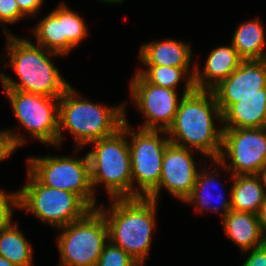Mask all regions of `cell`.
<instances>
[{"instance_id":"32","label":"cell","mask_w":266,"mask_h":266,"mask_svg":"<svg viewBox=\"0 0 266 266\" xmlns=\"http://www.w3.org/2000/svg\"><path fill=\"white\" fill-rule=\"evenodd\" d=\"M258 219L263 233L266 235V196L258 212Z\"/></svg>"},{"instance_id":"14","label":"cell","mask_w":266,"mask_h":266,"mask_svg":"<svg viewBox=\"0 0 266 266\" xmlns=\"http://www.w3.org/2000/svg\"><path fill=\"white\" fill-rule=\"evenodd\" d=\"M212 91L222 114L243 96L266 95V59L242 61Z\"/></svg>"},{"instance_id":"7","label":"cell","mask_w":266,"mask_h":266,"mask_svg":"<svg viewBox=\"0 0 266 266\" xmlns=\"http://www.w3.org/2000/svg\"><path fill=\"white\" fill-rule=\"evenodd\" d=\"M60 266H96L109 230L103 214L91 209L82 219L58 228Z\"/></svg>"},{"instance_id":"23","label":"cell","mask_w":266,"mask_h":266,"mask_svg":"<svg viewBox=\"0 0 266 266\" xmlns=\"http://www.w3.org/2000/svg\"><path fill=\"white\" fill-rule=\"evenodd\" d=\"M12 221L0 232V256L16 266H33L32 245Z\"/></svg>"},{"instance_id":"33","label":"cell","mask_w":266,"mask_h":266,"mask_svg":"<svg viewBox=\"0 0 266 266\" xmlns=\"http://www.w3.org/2000/svg\"><path fill=\"white\" fill-rule=\"evenodd\" d=\"M260 176L265 194H266V166L259 172L258 174Z\"/></svg>"},{"instance_id":"20","label":"cell","mask_w":266,"mask_h":266,"mask_svg":"<svg viewBox=\"0 0 266 266\" xmlns=\"http://www.w3.org/2000/svg\"><path fill=\"white\" fill-rule=\"evenodd\" d=\"M231 43L243 61L266 59L265 31L257 18L241 23L236 28Z\"/></svg>"},{"instance_id":"6","label":"cell","mask_w":266,"mask_h":266,"mask_svg":"<svg viewBox=\"0 0 266 266\" xmlns=\"http://www.w3.org/2000/svg\"><path fill=\"white\" fill-rule=\"evenodd\" d=\"M27 171L26 184L16 191V209L32 213L55 229L82 219L91 210L75 193L46 186Z\"/></svg>"},{"instance_id":"27","label":"cell","mask_w":266,"mask_h":266,"mask_svg":"<svg viewBox=\"0 0 266 266\" xmlns=\"http://www.w3.org/2000/svg\"><path fill=\"white\" fill-rule=\"evenodd\" d=\"M27 138L8 129L0 131V161L8 158L17 148L26 143Z\"/></svg>"},{"instance_id":"34","label":"cell","mask_w":266,"mask_h":266,"mask_svg":"<svg viewBox=\"0 0 266 266\" xmlns=\"http://www.w3.org/2000/svg\"><path fill=\"white\" fill-rule=\"evenodd\" d=\"M0 266H16V265L8 261L3 256H0Z\"/></svg>"},{"instance_id":"21","label":"cell","mask_w":266,"mask_h":266,"mask_svg":"<svg viewBox=\"0 0 266 266\" xmlns=\"http://www.w3.org/2000/svg\"><path fill=\"white\" fill-rule=\"evenodd\" d=\"M204 164V171L198 172L193 191L184 202H186L187 204L194 205L196 210L200 213L204 210L207 212H219L218 215L222 219L231 210V198L226 200L223 199L224 197L222 196V194H218L215 197L213 196V194H211L210 190L212 187L214 188V185L216 184V175H213L211 171L208 172V170L206 169V163L204 162ZM213 199H216L221 203H216L217 205H212V202L214 201ZM220 209H223L222 213H220Z\"/></svg>"},{"instance_id":"12","label":"cell","mask_w":266,"mask_h":266,"mask_svg":"<svg viewBox=\"0 0 266 266\" xmlns=\"http://www.w3.org/2000/svg\"><path fill=\"white\" fill-rule=\"evenodd\" d=\"M129 87L135 106L146 118L140 128L167 131L174 122L183 94L179 98L174 89L148 83L138 72Z\"/></svg>"},{"instance_id":"25","label":"cell","mask_w":266,"mask_h":266,"mask_svg":"<svg viewBox=\"0 0 266 266\" xmlns=\"http://www.w3.org/2000/svg\"><path fill=\"white\" fill-rule=\"evenodd\" d=\"M62 29L66 37V55L88 35L84 19L62 2Z\"/></svg>"},{"instance_id":"28","label":"cell","mask_w":266,"mask_h":266,"mask_svg":"<svg viewBox=\"0 0 266 266\" xmlns=\"http://www.w3.org/2000/svg\"><path fill=\"white\" fill-rule=\"evenodd\" d=\"M15 207H17V193L0 190V232L11 222Z\"/></svg>"},{"instance_id":"13","label":"cell","mask_w":266,"mask_h":266,"mask_svg":"<svg viewBox=\"0 0 266 266\" xmlns=\"http://www.w3.org/2000/svg\"><path fill=\"white\" fill-rule=\"evenodd\" d=\"M192 150L169 143L165 149L160 183L147 197L160 199L161 189L165 188L171 196L184 202L192 193L198 175Z\"/></svg>"},{"instance_id":"35","label":"cell","mask_w":266,"mask_h":266,"mask_svg":"<svg viewBox=\"0 0 266 266\" xmlns=\"http://www.w3.org/2000/svg\"><path fill=\"white\" fill-rule=\"evenodd\" d=\"M99 1H102V2H105V3H113V4H119V3H122L123 1L125 0H99Z\"/></svg>"},{"instance_id":"5","label":"cell","mask_w":266,"mask_h":266,"mask_svg":"<svg viewBox=\"0 0 266 266\" xmlns=\"http://www.w3.org/2000/svg\"><path fill=\"white\" fill-rule=\"evenodd\" d=\"M87 153L91 185H105L110 199L132 198L131 155L127 133L120 128L113 135L91 142Z\"/></svg>"},{"instance_id":"22","label":"cell","mask_w":266,"mask_h":266,"mask_svg":"<svg viewBox=\"0 0 266 266\" xmlns=\"http://www.w3.org/2000/svg\"><path fill=\"white\" fill-rule=\"evenodd\" d=\"M171 67L159 65H145L144 69H137V72L148 82L158 87H165L176 90L182 77L186 81L183 95L195 89L194 71L195 67ZM191 71H190V70ZM188 75V76H187Z\"/></svg>"},{"instance_id":"16","label":"cell","mask_w":266,"mask_h":266,"mask_svg":"<svg viewBox=\"0 0 266 266\" xmlns=\"http://www.w3.org/2000/svg\"><path fill=\"white\" fill-rule=\"evenodd\" d=\"M222 222L223 231L241 249V253H248V250L266 242L257 214L230 210Z\"/></svg>"},{"instance_id":"29","label":"cell","mask_w":266,"mask_h":266,"mask_svg":"<svg viewBox=\"0 0 266 266\" xmlns=\"http://www.w3.org/2000/svg\"><path fill=\"white\" fill-rule=\"evenodd\" d=\"M25 17L20 11L16 0H0V24H14Z\"/></svg>"},{"instance_id":"31","label":"cell","mask_w":266,"mask_h":266,"mask_svg":"<svg viewBox=\"0 0 266 266\" xmlns=\"http://www.w3.org/2000/svg\"><path fill=\"white\" fill-rule=\"evenodd\" d=\"M16 2L18 4L19 11L25 17H33V15L35 16L38 14L44 0H16Z\"/></svg>"},{"instance_id":"18","label":"cell","mask_w":266,"mask_h":266,"mask_svg":"<svg viewBox=\"0 0 266 266\" xmlns=\"http://www.w3.org/2000/svg\"><path fill=\"white\" fill-rule=\"evenodd\" d=\"M222 128L266 127V95H249L237 99L222 114Z\"/></svg>"},{"instance_id":"19","label":"cell","mask_w":266,"mask_h":266,"mask_svg":"<svg viewBox=\"0 0 266 266\" xmlns=\"http://www.w3.org/2000/svg\"><path fill=\"white\" fill-rule=\"evenodd\" d=\"M231 210L258 214L266 196L258 174L231 175Z\"/></svg>"},{"instance_id":"1","label":"cell","mask_w":266,"mask_h":266,"mask_svg":"<svg viewBox=\"0 0 266 266\" xmlns=\"http://www.w3.org/2000/svg\"><path fill=\"white\" fill-rule=\"evenodd\" d=\"M222 113L213 91L194 89L182 96L175 119L167 130L171 143L204 154L217 160L222 147Z\"/></svg>"},{"instance_id":"24","label":"cell","mask_w":266,"mask_h":266,"mask_svg":"<svg viewBox=\"0 0 266 266\" xmlns=\"http://www.w3.org/2000/svg\"><path fill=\"white\" fill-rule=\"evenodd\" d=\"M32 31L36 35L37 45L48 51L66 55V37H63L62 29V3L42 18Z\"/></svg>"},{"instance_id":"8","label":"cell","mask_w":266,"mask_h":266,"mask_svg":"<svg viewBox=\"0 0 266 266\" xmlns=\"http://www.w3.org/2000/svg\"><path fill=\"white\" fill-rule=\"evenodd\" d=\"M128 124L125 119L121 128L127 133L131 155L132 198H147L160 183L163 156L170 140L167 131L141 128L135 131Z\"/></svg>"},{"instance_id":"3","label":"cell","mask_w":266,"mask_h":266,"mask_svg":"<svg viewBox=\"0 0 266 266\" xmlns=\"http://www.w3.org/2000/svg\"><path fill=\"white\" fill-rule=\"evenodd\" d=\"M157 203L150 198L138 197L111 199L110 207L105 209L104 204L97 207L106 220L109 241L138 263H146L145 259L149 257L152 233L156 228Z\"/></svg>"},{"instance_id":"26","label":"cell","mask_w":266,"mask_h":266,"mask_svg":"<svg viewBox=\"0 0 266 266\" xmlns=\"http://www.w3.org/2000/svg\"><path fill=\"white\" fill-rule=\"evenodd\" d=\"M137 263L122 248L108 241L99 256L96 266H134Z\"/></svg>"},{"instance_id":"9","label":"cell","mask_w":266,"mask_h":266,"mask_svg":"<svg viewBox=\"0 0 266 266\" xmlns=\"http://www.w3.org/2000/svg\"><path fill=\"white\" fill-rule=\"evenodd\" d=\"M28 170L44 185L73 192L91 209H97L90 179L88 155L84 157L44 156L27 159Z\"/></svg>"},{"instance_id":"10","label":"cell","mask_w":266,"mask_h":266,"mask_svg":"<svg viewBox=\"0 0 266 266\" xmlns=\"http://www.w3.org/2000/svg\"><path fill=\"white\" fill-rule=\"evenodd\" d=\"M212 162L232 175L259 174L266 166V127L223 128L221 152Z\"/></svg>"},{"instance_id":"4","label":"cell","mask_w":266,"mask_h":266,"mask_svg":"<svg viewBox=\"0 0 266 266\" xmlns=\"http://www.w3.org/2000/svg\"><path fill=\"white\" fill-rule=\"evenodd\" d=\"M72 86L59 97L58 147L63 140V130H68L80 150L85 145L116 133L126 119V105L102 106L84 100Z\"/></svg>"},{"instance_id":"15","label":"cell","mask_w":266,"mask_h":266,"mask_svg":"<svg viewBox=\"0 0 266 266\" xmlns=\"http://www.w3.org/2000/svg\"><path fill=\"white\" fill-rule=\"evenodd\" d=\"M242 61L232 43L229 46H218L212 49L202 71L198 69V65H195V89L212 91L231 75Z\"/></svg>"},{"instance_id":"11","label":"cell","mask_w":266,"mask_h":266,"mask_svg":"<svg viewBox=\"0 0 266 266\" xmlns=\"http://www.w3.org/2000/svg\"><path fill=\"white\" fill-rule=\"evenodd\" d=\"M13 113L25 131L45 144L58 147L59 97L4 90Z\"/></svg>"},{"instance_id":"2","label":"cell","mask_w":266,"mask_h":266,"mask_svg":"<svg viewBox=\"0 0 266 266\" xmlns=\"http://www.w3.org/2000/svg\"><path fill=\"white\" fill-rule=\"evenodd\" d=\"M7 40L6 53L10 57L4 66L12 67L19 81L0 72V81L4 90H19L41 94L48 97H60L71 84L60 74L50 56H62L35 45L27 37L19 38L4 27Z\"/></svg>"},{"instance_id":"17","label":"cell","mask_w":266,"mask_h":266,"mask_svg":"<svg viewBox=\"0 0 266 266\" xmlns=\"http://www.w3.org/2000/svg\"><path fill=\"white\" fill-rule=\"evenodd\" d=\"M192 56L189 44L171 38L143 43L139 50L143 65L190 67Z\"/></svg>"},{"instance_id":"36","label":"cell","mask_w":266,"mask_h":266,"mask_svg":"<svg viewBox=\"0 0 266 266\" xmlns=\"http://www.w3.org/2000/svg\"><path fill=\"white\" fill-rule=\"evenodd\" d=\"M134 266H144V263H137Z\"/></svg>"},{"instance_id":"30","label":"cell","mask_w":266,"mask_h":266,"mask_svg":"<svg viewBox=\"0 0 266 266\" xmlns=\"http://www.w3.org/2000/svg\"><path fill=\"white\" fill-rule=\"evenodd\" d=\"M248 251L250 253L242 266H266V242Z\"/></svg>"}]
</instances>
